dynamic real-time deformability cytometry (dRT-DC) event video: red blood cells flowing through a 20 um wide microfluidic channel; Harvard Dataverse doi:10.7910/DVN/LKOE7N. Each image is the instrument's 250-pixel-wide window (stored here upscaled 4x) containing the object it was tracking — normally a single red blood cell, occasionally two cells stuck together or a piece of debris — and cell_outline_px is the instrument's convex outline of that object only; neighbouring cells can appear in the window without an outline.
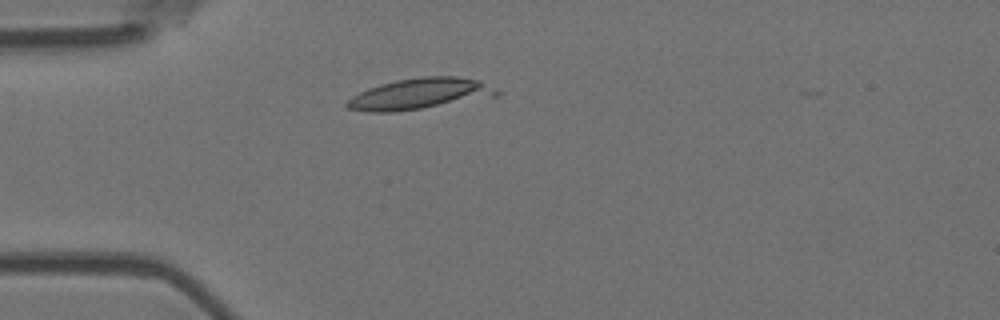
{"species": "Egyptian fruit bat (a non-hibernating species)", "species_latin": "Rousettus aegyptiacus", "temperature_condition": "room temperature", "stored_images_in_passage": 4, "camera_frame_rate_fps": 3000, "um_per_image_px": 0.085, "animal": {"sex": "female"}, "frame": {"image": 1, "passage_image": 4, "time_ms": 1.0, "image_size_px": [1000, 320], "cell_outline_px": [[504, 92], [500, 96], [396, 112], [368, 112], [348, 108], [344, 104], [352, 96], [368, 88], [380, 84], [396, 80], [420, 76], [456, 76], [480, 80]], "centroid_in_image_um": [35.75, 7.97], "position_along_channel_um": 49.2, "area_um2": 27.4}}